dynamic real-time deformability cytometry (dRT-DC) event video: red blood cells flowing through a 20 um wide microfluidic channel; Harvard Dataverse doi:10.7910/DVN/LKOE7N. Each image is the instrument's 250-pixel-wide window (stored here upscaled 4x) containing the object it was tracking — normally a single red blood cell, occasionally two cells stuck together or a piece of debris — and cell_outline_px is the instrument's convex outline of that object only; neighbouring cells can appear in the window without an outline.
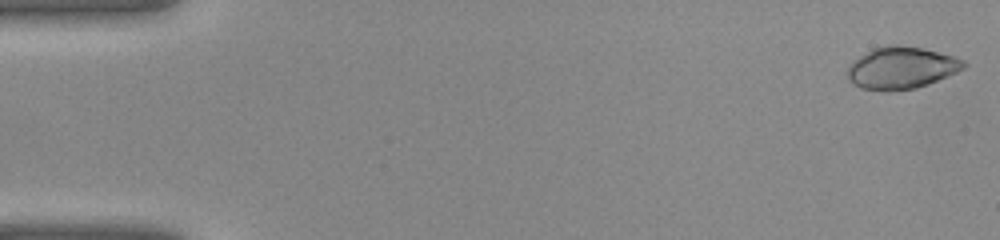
{"species": "common noctule bat (a hibernating species)", "species_latin": "Nyctalus noctula", "temperature_condition": "warm", "stored_images_in_passage": 40, "camera_frame_rate_fps": 3000, "um_per_image_px": 0.085, "animal": {"sex": "female", "body_mass_g": 22.0, "forearm_length_mm": 56.7}, "frame": {"image": 1, "passage_image": 1, "time_ms": 0.0, "image_size_px": [1000, 240], "cell_outline_px": [[968, 64], [964, 68], [956, 72], [928, 84], [916, 88], [888, 92], [860, 88], [852, 84], [848, 76], [848, 68], [860, 56], [872, 48], [888, 44], [896, 44], [920, 48], [952, 56], [964, 60]], "centroid_in_image_um": [76.6, 5.78], "position_along_channel_um": 8.4, "area_um2": 28.32}}
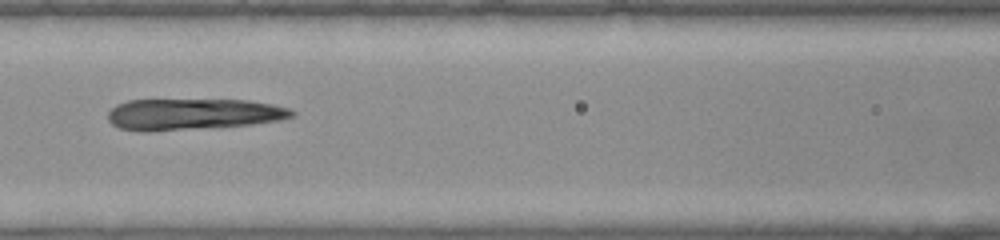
{"frame": {"image": 2, "passage_image": 18, "time_ms": 5.667, "image_size_px": [1000, 240], "cell_outline_px": [[296, 116], [280, 120], [252, 124], [144, 132], [120, 128], [112, 124], [108, 120], [108, 112], [116, 104], [128, 100], [248, 100], [272, 104], [288, 108], [296, 112]], "centroid_in_image_um": [16.4, 9.7], "position_along_channel_um": 150.2, "area_um2": 33.47}}
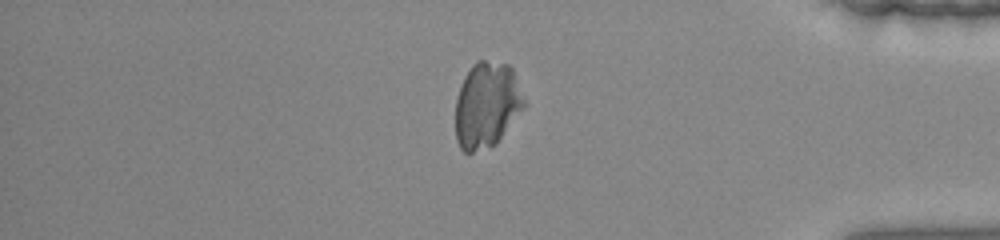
{"frame": {"image": 3, "passage_image": 34, "time_ms": 11.0, "image_size_px": [1000, 240], "cell_outline_px": [[524, 104], [496, 144], [472, 152], [464, 152], [460, 148], [456, 140], [456, 96], [464, 76], [472, 64], [476, 60], [484, 60], [508, 64], [512, 68], [524, 100]], "centroid_in_image_um": [41.32, 8.9], "position_along_channel_um": 393.9, "area_um2": 33.81}}